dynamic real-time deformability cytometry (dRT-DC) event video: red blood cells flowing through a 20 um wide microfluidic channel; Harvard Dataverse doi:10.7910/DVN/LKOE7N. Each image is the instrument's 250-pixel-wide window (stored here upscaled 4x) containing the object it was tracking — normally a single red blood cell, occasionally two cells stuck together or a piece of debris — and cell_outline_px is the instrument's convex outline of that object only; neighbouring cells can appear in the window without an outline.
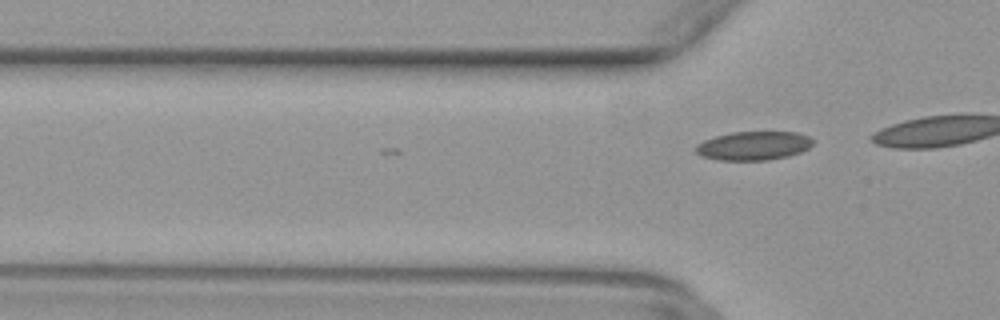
{"species": "common noctule bat (a hibernating species)", "species_latin": "Nyctalus noctula", "temperature_condition": "warm", "stored_images_in_passage": 10, "camera_frame_rate_fps": 3000, "um_per_image_px": 0.085, "animal": {"sex": "female", "body_mass_g": 29.2, "forearm_length_mm": 56.3}, "frame": {"image": 1, "passage_image": 10, "time_ms": 3.0, "image_size_px": [1000, 320], "cell_outline_px": [[816, 140], [808, 148], [800, 152], [788, 156], [768, 160], [720, 160], [704, 156], [696, 152], [692, 148], [696, 144], [704, 140], [716, 136], [732, 132], [796, 132], [808, 136]], "centroid_in_image_um": [64.06, 12.38], "position_along_channel_um": 61.7, "area_um2": 19.65}}